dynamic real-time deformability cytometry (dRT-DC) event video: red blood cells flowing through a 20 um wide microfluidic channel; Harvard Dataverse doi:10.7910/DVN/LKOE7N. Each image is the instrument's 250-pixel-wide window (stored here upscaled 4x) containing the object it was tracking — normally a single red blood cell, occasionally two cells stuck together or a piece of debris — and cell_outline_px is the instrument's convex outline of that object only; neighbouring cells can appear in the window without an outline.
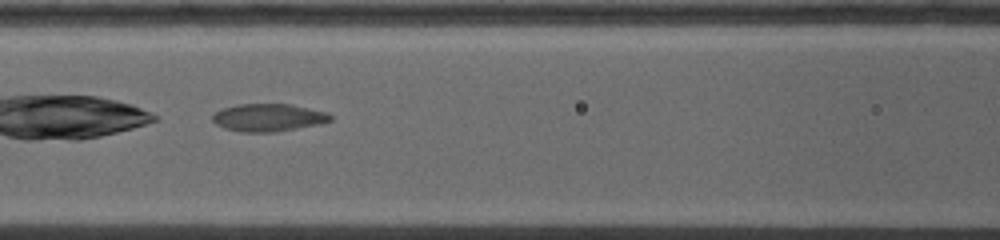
{"species": "common noctule bat (a hibernating species)", "species_latin": "Nyctalus noctula", "temperature_condition": "warm", "stored_images_in_passage": 23, "camera_frame_rate_fps": 5000, "um_per_image_px": 0.085, "animal": {"sex": "female", "body_mass_g": 19.0, "forearm_length_mm": 53.3}, "frame": {"image": 1, "passage_image": 7, "time_ms": 2.2, "image_size_px": [1000, 240], "cell_outline_px": [[332, 120], [320, 124], [272, 132], [240, 132], [224, 128], [216, 124], [212, 120], [212, 116], [216, 112], [224, 108], [236, 104], [292, 104], [328, 112], [332, 116]], "centroid_in_image_um": [22.82, 9.99], "position_along_channel_um": 143.8, "area_um2": 19.02}}